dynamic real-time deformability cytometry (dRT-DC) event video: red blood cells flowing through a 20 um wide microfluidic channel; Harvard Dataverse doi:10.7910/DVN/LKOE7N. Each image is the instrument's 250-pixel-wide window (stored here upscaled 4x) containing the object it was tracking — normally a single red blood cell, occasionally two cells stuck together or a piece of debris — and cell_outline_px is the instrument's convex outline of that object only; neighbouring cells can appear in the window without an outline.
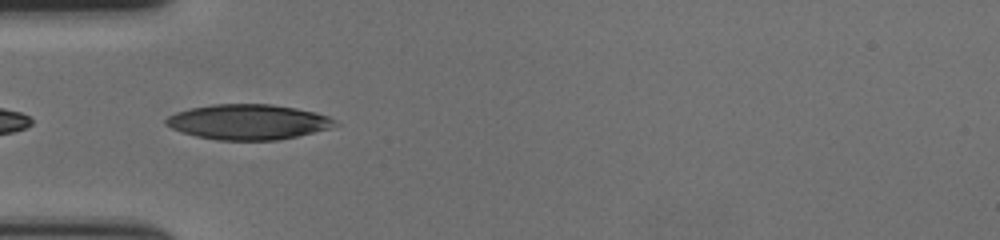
{"species": "human", "species_latin": "Homo sapiens", "temperature_condition": "cold", "stored_images_in_passage": 39, "camera_frame_rate_fps": 3000, "um_per_image_px": 0.085, "donor": {"sex": "female"}, "frame": {"image": 1, "passage_image": 2, "time_ms": 0.333, "image_size_px": [1000, 240], "cell_outline_px": [[340, 124], [328, 128], [280, 140], [216, 140], [196, 136], [180, 132], [164, 124], [164, 120], [168, 116], [176, 112], [192, 108], [212, 104], [272, 104], [296, 108], [316, 112], [328, 116]], "centroid_in_image_um": [21.07, 10.36], "position_along_channel_um": 63.9, "area_um2": 34.68}}
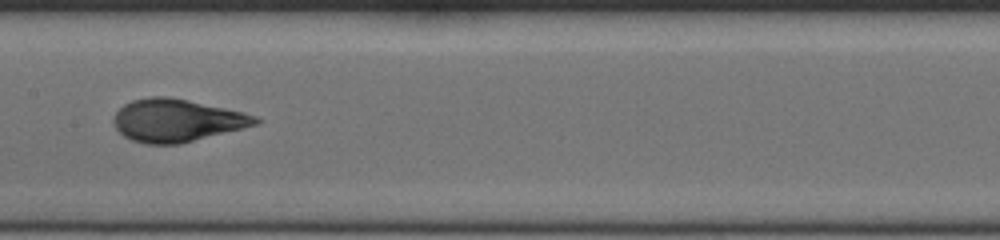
{"frame": {"image": 2, "passage_image": 13, "time_ms": 4.0, "image_size_px": [1000, 240], "cell_outline_px": [[264, 120], [260, 124], [180, 144], [144, 144], [132, 140], [124, 136], [116, 128], [112, 120], [116, 112], [124, 104], [132, 100], [152, 96], [168, 96], [188, 100], [244, 112], [256, 116]], "centroid_in_image_um": [15.05, 10.24], "position_along_channel_um": 192.3, "area_um2": 35.43}}
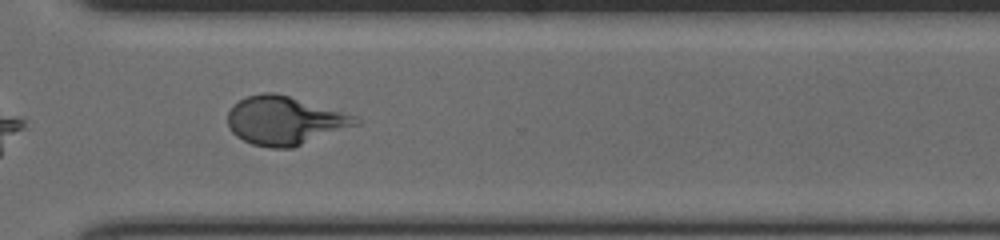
{"frame": {"image": 3, "passage_image": 26, "time_ms": 8.333, "image_size_px": [1000, 240], "cell_outline_px": [[360, 124], [292, 148], [272, 148], [252, 144], [236, 136], [228, 128], [228, 112], [240, 100], [248, 96], [260, 92], [276, 92], [356, 116], [360, 120]], "centroid_in_image_um": [24.2, 10.25], "position_along_channel_um": 346.4, "area_um2": 35.95}, "authors_computed_cell_mechanics": {"area_um2": 34.68, "velocity_mm_per_s": 3.5468, "shape_relaxation_time_tau1_ms": 4.8534, "shape_relaxation_time_tau2_ms": 0.783, "deformation_change_tau1": 0.2055, "deformation_change_tau2": 0.0699}}